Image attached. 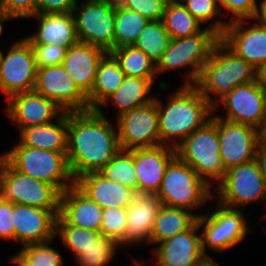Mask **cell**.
Here are the masks:
<instances>
[{"label": "cell", "instance_id": "obj_1", "mask_svg": "<svg viewBox=\"0 0 266 266\" xmlns=\"http://www.w3.org/2000/svg\"><path fill=\"white\" fill-rule=\"evenodd\" d=\"M112 125L102 110L68 112L67 161L74 180L100 172L121 150Z\"/></svg>", "mask_w": 266, "mask_h": 266}, {"label": "cell", "instance_id": "obj_2", "mask_svg": "<svg viewBox=\"0 0 266 266\" xmlns=\"http://www.w3.org/2000/svg\"><path fill=\"white\" fill-rule=\"evenodd\" d=\"M166 99L168 102L164 106L159 97H155L160 145L176 149L190 134L211 120L214 106L195 85H180Z\"/></svg>", "mask_w": 266, "mask_h": 266}, {"label": "cell", "instance_id": "obj_3", "mask_svg": "<svg viewBox=\"0 0 266 266\" xmlns=\"http://www.w3.org/2000/svg\"><path fill=\"white\" fill-rule=\"evenodd\" d=\"M258 77L259 72L254 67L219 40L204 64L195 86L214 106L239 85L253 82ZM213 94L216 96L213 97ZM215 98L218 100H214Z\"/></svg>", "mask_w": 266, "mask_h": 266}, {"label": "cell", "instance_id": "obj_4", "mask_svg": "<svg viewBox=\"0 0 266 266\" xmlns=\"http://www.w3.org/2000/svg\"><path fill=\"white\" fill-rule=\"evenodd\" d=\"M213 192V193H211ZM156 196L162 205L183 208L193 212L213 201L212 189L197 172L177 155L168 164Z\"/></svg>", "mask_w": 266, "mask_h": 266}, {"label": "cell", "instance_id": "obj_5", "mask_svg": "<svg viewBox=\"0 0 266 266\" xmlns=\"http://www.w3.org/2000/svg\"><path fill=\"white\" fill-rule=\"evenodd\" d=\"M219 144L217 116L213 113L210 121L190 134L176 148V155L213 189L223 180L226 172ZM214 181L217 184H213Z\"/></svg>", "mask_w": 266, "mask_h": 266}, {"label": "cell", "instance_id": "obj_6", "mask_svg": "<svg viewBox=\"0 0 266 266\" xmlns=\"http://www.w3.org/2000/svg\"><path fill=\"white\" fill-rule=\"evenodd\" d=\"M1 155L17 171L53 185L61 194L75 184L64 153L24 146L19 141Z\"/></svg>", "mask_w": 266, "mask_h": 266}, {"label": "cell", "instance_id": "obj_7", "mask_svg": "<svg viewBox=\"0 0 266 266\" xmlns=\"http://www.w3.org/2000/svg\"><path fill=\"white\" fill-rule=\"evenodd\" d=\"M219 40L220 36L207 27L194 35L171 39L166 51L156 64L157 74L187 68L186 79L182 85H196L204 64L209 60Z\"/></svg>", "mask_w": 266, "mask_h": 266}, {"label": "cell", "instance_id": "obj_8", "mask_svg": "<svg viewBox=\"0 0 266 266\" xmlns=\"http://www.w3.org/2000/svg\"><path fill=\"white\" fill-rule=\"evenodd\" d=\"M0 196L13 204L59 211L61 193L53 185L17 171L0 155Z\"/></svg>", "mask_w": 266, "mask_h": 266}, {"label": "cell", "instance_id": "obj_9", "mask_svg": "<svg viewBox=\"0 0 266 266\" xmlns=\"http://www.w3.org/2000/svg\"><path fill=\"white\" fill-rule=\"evenodd\" d=\"M216 208L208 214H201L197 218V224L201 232L202 252L208 256L206 250L229 251L238 245L248 233V222L244 210L224 207L216 202ZM202 227V228H201Z\"/></svg>", "mask_w": 266, "mask_h": 266}, {"label": "cell", "instance_id": "obj_10", "mask_svg": "<svg viewBox=\"0 0 266 266\" xmlns=\"http://www.w3.org/2000/svg\"><path fill=\"white\" fill-rule=\"evenodd\" d=\"M214 192L217 202L231 209H239L241 205L244 208L260 200L266 203V188L257 160L227 169Z\"/></svg>", "mask_w": 266, "mask_h": 266}, {"label": "cell", "instance_id": "obj_11", "mask_svg": "<svg viewBox=\"0 0 266 266\" xmlns=\"http://www.w3.org/2000/svg\"><path fill=\"white\" fill-rule=\"evenodd\" d=\"M73 9L79 42L111 52L115 49V8L106 0H91Z\"/></svg>", "mask_w": 266, "mask_h": 266}, {"label": "cell", "instance_id": "obj_12", "mask_svg": "<svg viewBox=\"0 0 266 266\" xmlns=\"http://www.w3.org/2000/svg\"><path fill=\"white\" fill-rule=\"evenodd\" d=\"M214 105L225 109L223 120L246 124L261 130L266 120V85L258 77L255 81L239 85Z\"/></svg>", "mask_w": 266, "mask_h": 266}, {"label": "cell", "instance_id": "obj_13", "mask_svg": "<svg viewBox=\"0 0 266 266\" xmlns=\"http://www.w3.org/2000/svg\"><path fill=\"white\" fill-rule=\"evenodd\" d=\"M0 55V91L5 101L12 95L34 91L37 66L30 42L24 37Z\"/></svg>", "mask_w": 266, "mask_h": 266}, {"label": "cell", "instance_id": "obj_14", "mask_svg": "<svg viewBox=\"0 0 266 266\" xmlns=\"http://www.w3.org/2000/svg\"><path fill=\"white\" fill-rule=\"evenodd\" d=\"M119 145L135 150L160 145L159 114L156 100L116 117Z\"/></svg>", "mask_w": 266, "mask_h": 266}, {"label": "cell", "instance_id": "obj_15", "mask_svg": "<svg viewBox=\"0 0 266 266\" xmlns=\"http://www.w3.org/2000/svg\"><path fill=\"white\" fill-rule=\"evenodd\" d=\"M34 91L54 101L64 112L90 110L87 97L76 86L63 64L37 68Z\"/></svg>", "mask_w": 266, "mask_h": 266}, {"label": "cell", "instance_id": "obj_16", "mask_svg": "<svg viewBox=\"0 0 266 266\" xmlns=\"http://www.w3.org/2000/svg\"><path fill=\"white\" fill-rule=\"evenodd\" d=\"M254 21L250 26L247 20L228 23L220 40L260 73L266 65V24L261 18Z\"/></svg>", "mask_w": 266, "mask_h": 266}, {"label": "cell", "instance_id": "obj_17", "mask_svg": "<svg viewBox=\"0 0 266 266\" xmlns=\"http://www.w3.org/2000/svg\"><path fill=\"white\" fill-rule=\"evenodd\" d=\"M219 150L225 170L255 159L261 132L256 127L217 117Z\"/></svg>", "mask_w": 266, "mask_h": 266}, {"label": "cell", "instance_id": "obj_18", "mask_svg": "<svg viewBox=\"0 0 266 266\" xmlns=\"http://www.w3.org/2000/svg\"><path fill=\"white\" fill-rule=\"evenodd\" d=\"M6 103V115L19 132L32 125L54 122L64 113L54 101L35 91L14 94Z\"/></svg>", "mask_w": 266, "mask_h": 266}, {"label": "cell", "instance_id": "obj_19", "mask_svg": "<svg viewBox=\"0 0 266 266\" xmlns=\"http://www.w3.org/2000/svg\"><path fill=\"white\" fill-rule=\"evenodd\" d=\"M59 211H50L29 205L13 204L11 215L15 241L21 246L55 240Z\"/></svg>", "mask_w": 266, "mask_h": 266}, {"label": "cell", "instance_id": "obj_20", "mask_svg": "<svg viewBox=\"0 0 266 266\" xmlns=\"http://www.w3.org/2000/svg\"><path fill=\"white\" fill-rule=\"evenodd\" d=\"M176 156V149L165 145L134 150L137 193L157 194L166 168Z\"/></svg>", "mask_w": 266, "mask_h": 266}, {"label": "cell", "instance_id": "obj_21", "mask_svg": "<svg viewBox=\"0 0 266 266\" xmlns=\"http://www.w3.org/2000/svg\"><path fill=\"white\" fill-rule=\"evenodd\" d=\"M197 222L185 232L179 233L156 245L155 266H194L205 255L202 252L201 233Z\"/></svg>", "mask_w": 266, "mask_h": 266}, {"label": "cell", "instance_id": "obj_22", "mask_svg": "<svg viewBox=\"0 0 266 266\" xmlns=\"http://www.w3.org/2000/svg\"><path fill=\"white\" fill-rule=\"evenodd\" d=\"M102 208L75 184L60 196L59 215L56 224H69L100 232Z\"/></svg>", "mask_w": 266, "mask_h": 266}, {"label": "cell", "instance_id": "obj_23", "mask_svg": "<svg viewBox=\"0 0 266 266\" xmlns=\"http://www.w3.org/2000/svg\"><path fill=\"white\" fill-rule=\"evenodd\" d=\"M161 206L162 202L155 194L135 193L127 206L123 246H136L141 241L150 243L154 221Z\"/></svg>", "mask_w": 266, "mask_h": 266}, {"label": "cell", "instance_id": "obj_24", "mask_svg": "<svg viewBox=\"0 0 266 266\" xmlns=\"http://www.w3.org/2000/svg\"><path fill=\"white\" fill-rule=\"evenodd\" d=\"M106 53L102 48L84 42L67 50L63 66L86 97L92 91L99 62Z\"/></svg>", "mask_w": 266, "mask_h": 266}, {"label": "cell", "instance_id": "obj_25", "mask_svg": "<svg viewBox=\"0 0 266 266\" xmlns=\"http://www.w3.org/2000/svg\"><path fill=\"white\" fill-rule=\"evenodd\" d=\"M75 185L102 209L127 207L136 193L130 187L105 178L100 172L78 177Z\"/></svg>", "mask_w": 266, "mask_h": 266}, {"label": "cell", "instance_id": "obj_26", "mask_svg": "<svg viewBox=\"0 0 266 266\" xmlns=\"http://www.w3.org/2000/svg\"><path fill=\"white\" fill-rule=\"evenodd\" d=\"M29 18L38 19L36 32L25 38L30 44H52L67 48L79 42L73 13L35 14Z\"/></svg>", "mask_w": 266, "mask_h": 266}, {"label": "cell", "instance_id": "obj_27", "mask_svg": "<svg viewBox=\"0 0 266 266\" xmlns=\"http://www.w3.org/2000/svg\"><path fill=\"white\" fill-rule=\"evenodd\" d=\"M19 135L24 146L67 155L68 112L54 122L23 128Z\"/></svg>", "mask_w": 266, "mask_h": 266}, {"label": "cell", "instance_id": "obj_28", "mask_svg": "<svg viewBox=\"0 0 266 266\" xmlns=\"http://www.w3.org/2000/svg\"><path fill=\"white\" fill-rule=\"evenodd\" d=\"M154 81L155 78L125 76L121 86L97 110H103L102 108L109 105V100H112L111 102L118 109L117 116H119L124 112L150 103L156 97L150 94Z\"/></svg>", "mask_w": 266, "mask_h": 266}, {"label": "cell", "instance_id": "obj_29", "mask_svg": "<svg viewBox=\"0 0 266 266\" xmlns=\"http://www.w3.org/2000/svg\"><path fill=\"white\" fill-rule=\"evenodd\" d=\"M125 74L115 57L107 52L100 60L91 93L87 96L90 110H97L122 84Z\"/></svg>", "mask_w": 266, "mask_h": 266}, {"label": "cell", "instance_id": "obj_30", "mask_svg": "<svg viewBox=\"0 0 266 266\" xmlns=\"http://www.w3.org/2000/svg\"><path fill=\"white\" fill-rule=\"evenodd\" d=\"M183 208L162 205L154 221L150 244L155 246L179 233L189 230L201 214Z\"/></svg>", "mask_w": 266, "mask_h": 266}, {"label": "cell", "instance_id": "obj_31", "mask_svg": "<svg viewBox=\"0 0 266 266\" xmlns=\"http://www.w3.org/2000/svg\"><path fill=\"white\" fill-rule=\"evenodd\" d=\"M118 61L126 76L156 78V63L142 50L131 46L115 48L110 52Z\"/></svg>", "mask_w": 266, "mask_h": 266}, {"label": "cell", "instance_id": "obj_32", "mask_svg": "<svg viewBox=\"0 0 266 266\" xmlns=\"http://www.w3.org/2000/svg\"><path fill=\"white\" fill-rule=\"evenodd\" d=\"M162 22L171 39L191 36L202 30V24L178 2L167 3Z\"/></svg>", "mask_w": 266, "mask_h": 266}, {"label": "cell", "instance_id": "obj_33", "mask_svg": "<svg viewBox=\"0 0 266 266\" xmlns=\"http://www.w3.org/2000/svg\"><path fill=\"white\" fill-rule=\"evenodd\" d=\"M149 20L125 7L115 9V48L134 45Z\"/></svg>", "mask_w": 266, "mask_h": 266}, {"label": "cell", "instance_id": "obj_34", "mask_svg": "<svg viewBox=\"0 0 266 266\" xmlns=\"http://www.w3.org/2000/svg\"><path fill=\"white\" fill-rule=\"evenodd\" d=\"M170 41V34L166 31L162 20L149 21L133 46L142 50L157 64Z\"/></svg>", "mask_w": 266, "mask_h": 266}, {"label": "cell", "instance_id": "obj_35", "mask_svg": "<svg viewBox=\"0 0 266 266\" xmlns=\"http://www.w3.org/2000/svg\"><path fill=\"white\" fill-rule=\"evenodd\" d=\"M107 179L132 188L137 193V176L134 164V150H120L100 171Z\"/></svg>", "mask_w": 266, "mask_h": 266}, {"label": "cell", "instance_id": "obj_36", "mask_svg": "<svg viewBox=\"0 0 266 266\" xmlns=\"http://www.w3.org/2000/svg\"><path fill=\"white\" fill-rule=\"evenodd\" d=\"M181 3L201 24L204 25L206 23L207 28L212 29L219 36L222 35L228 20L221 21L220 19H215V17L225 15L221 11L218 0H183ZM213 19L215 20L212 22Z\"/></svg>", "mask_w": 266, "mask_h": 266}, {"label": "cell", "instance_id": "obj_37", "mask_svg": "<svg viewBox=\"0 0 266 266\" xmlns=\"http://www.w3.org/2000/svg\"><path fill=\"white\" fill-rule=\"evenodd\" d=\"M59 235L67 250L74 254L76 259L89 246L96 243L100 232L76 227L69 224H56V236Z\"/></svg>", "mask_w": 266, "mask_h": 266}, {"label": "cell", "instance_id": "obj_38", "mask_svg": "<svg viewBox=\"0 0 266 266\" xmlns=\"http://www.w3.org/2000/svg\"><path fill=\"white\" fill-rule=\"evenodd\" d=\"M120 245L104 235H100L96 243L81 253L76 261L79 266H106L114 259Z\"/></svg>", "mask_w": 266, "mask_h": 266}, {"label": "cell", "instance_id": "obj_39", "mask_svg": "<svg viewBox=\"0 0 266 266\" xmlns=\"http://www.w3.org/2000/svg\"><path fill=\"white\" fill-rule=\"evenodd\" d=\"M127 225V207H109L102 210L101 235L116 241L120 248Z\"/></svg>", "mask_w": 266, "mask_h": 266}, {"label": "cell", "instance_id": "obj_40", "mask_svg": "<svg viewBox=\"0 0 266 266\" xmlns=\"http://www.w3.org/2000/svg\"><path fill=\"white\" fill-rule=\"evenodd\" d=\"M53 241L22 246L19 253L31 266H63L61 255L50 247Z\"/></svg>", "mask_w": 266, "mask_h": 266}, {"label": "cell", "instance_id": "obj_41", "mask_svg": "<svg viewBox=\"0 0 266 266\" xmlns=\"http://www.w3.org/2000/svg\"><path fill=\"white\" fill-rule=\"evenodd\" d=\"M219 6L225 12L233 14L228 23L240 20H254L260 18L261 3L257 4V0H218Z\"/></svg>", "mask_w": 266, "mask_h": 266}, {"label": "cell", "instance_id": "obj_42", "mask_svg": "<svg viewBox=\"0 0 266 266\" xmlns=\"http://www.w3.org/2000/svg\"><path fill=\"white\" fill-rule=\"evenodd\" d=\"M37 68L63 64L68 48L52 44H31Z\"/></svg>", "mask_w": 266, "mask_h": 266}, {"label": "cell", "instance_id": "obj_43", "mask_svg": "<svg viewBox=\"0 0 266 266\" xmlns=\"http://www.w3.org/2000/svg\"><path fill=\"white\" fill-rule=\"evenodd\" d=\"M167 2L165 0H128L125 8L135 11L149 21L162 20Z\"/></svg>", "mask_w": 266, "mask_h": 266}, {"label": "cell", "instance_id": "obj_44", "mask_svg": "<svg viewBox=\"0 0 266 266\" xmlns=\"http://www.w3.org/2000/svg\"><path fill=\"white\" fill-rule=\"evenodd\" d=\"M36 0H4L0 4V13L12 20L27 19L35 15Z\"/></svg>", "mask_w": 266, "mask_h": 266}, {"label": "cell", "instance_id": "obj_45", "mask_svg": "<svg viewBox=\"0 0 266 266\" xmlns=\"http://www.w3.org/2000/svg\"><path fill=\"white\" fill-rule=\"evenodd\" d=\"M76 0H36L35 14L73 13Z\"/></svg>", "mask_w": 266, "mask_h": 266}, {"label": "cell", "instance_id": "obj_46", "mask_svg": "<svg viewBox=\"0 0 266 266\" xmlns=\"http://www.w3.org/2000/svg\"><path fill=\"white\" fill-rule=\"evenodd\" d=\"M13 203L0 196V239L14 240L15 232L11 221Z\"/></svg>", "mask_w": 266, "mask_h": 266}, {"label": "cell", "instance_id": "obj_47", "mask_svg": "<svg viewBox=\"0 0 266 266\" xmlns=\"http://www.w3.org/2000/svg\"><path fill=\"white\" fill-rule=\"evenodd\" d=\"M255 159L259 164L261 176L266 188V141H260Z\"/></svg>", "mask_w": 266, "mask_h": 266}, {"label": "cell", "instance_id": "obj_48", "mask_svg": "<svg viewBox=\"0 0 266 266\" xmlns=\"http://www.w3.org/2000/svg\"><path fill=\"white\" fill-rule=\"evenodd\" d=\"M9 260L15 266H31L29 262L19 252L13 255Z\"/></svg>", "mask_w": 266, "mask_h": 266}, {"label": "cell", "instance_id": "obj_49", "mask_svg": "<svg viewBox=\"0 0 266 266\" xmlns=\"http://www.w3.org/2000/svg\"><path fill=\"white\" fill-rule=\"evenodd\" d=\"M194 266H221L214 259L209 256H204L200 261H198Z\"/></svg>", "mask_w": 266, "mask_h": 266}, {"label": "cell", "instance_id": "obj_50", "mask_svg": "<svg viewBox=\"0 0 266 266\" xmlns=\"http://www.w3.org/2000/svg\"><path fill=\"white\" fill-rule=\"evenodd\" d=\"M112 7L116 8H121L125 7L127 4L128 0H106Z\"/></svg>", "mask_w": 266, "mask_h": 266}, {"label": "cell", "instance_id": "obj_51", "mask_svg": "<svg viewBox=\"0 0 266 266\" xmlns=\"http://www.w3.org/2000/svg\"><path fill=\"white\" fill-rule=\"evenodd\" d=\"M261 14H260V18L264 21V23L266 24V0H261Z\"/></svg>", "mask_w": 266, "mask_h": 266}, {"label": "cell", "instance_id": "obj_52", "mask_svg": "<svg viewBox=\"0 0 266 266\" xmlns=\"http://www.w3.org/2000/svg\"><path fill=\"white\" fill-rule=\"evenodd\" d=\"M8 20H10L9 18L5 17L2 13H0V37L2 36L3 33V24L4 22H7Z\"/></svg>", "mask_w": 266, "mask_h": 266}, {"label": "cell", "instance_id": "obj_53", "mask_svg": "<svg viewBox=\"0 0 266 266\" xmlns=\"http://www.w3.org/2000/svg\"><path fill=\"white\" fill-rule=\"evenodd\" d=\"M260 80L266 85V65L259 73Z\"/></svg>", "mask_w": 266, "mask_h": 266}, {"label": "cell", "instance_id": "obj_54", "mask_svg": "<svg viewBox=\"0 0 266 266\" xmlns=\"http://www.w3.org/2000/svg\"><path fill=\"white\" fill-rule=\"evenodd\" d=\"M260 132H261V140L266 141V120Z\"/></svg>", "mask_w": 266, "mask_h": 266}, {"label": "cell", "instance_id": "obj_55", "mask_svg": "<svg viewBox=\"0 0 266 266\" xmlns=\"http://www.w3.org/2000/svg\"><path fill=\"white\" fill-rule=\"evenodd\" d=\"M167 3H181L183 0H165Z\"/></svg>", "mask_w": 266, "mask_h": 266}, {"label": "cell", "instance_id": "obj_56", "mask_svg": "<svg viewBox=\"0 0 266 266\" xmlns=\"http://www.w3.org/2000/svg\"><path fill=\"white\" fill-rule=\"evenodd\" d=\"M142 262V263H141ZM141 262H138L136 265H135V263H134V265H128V266H143V261H141Z\"/></svg>", "mask_w": 266, "mask_h": 266}]
</instances>
